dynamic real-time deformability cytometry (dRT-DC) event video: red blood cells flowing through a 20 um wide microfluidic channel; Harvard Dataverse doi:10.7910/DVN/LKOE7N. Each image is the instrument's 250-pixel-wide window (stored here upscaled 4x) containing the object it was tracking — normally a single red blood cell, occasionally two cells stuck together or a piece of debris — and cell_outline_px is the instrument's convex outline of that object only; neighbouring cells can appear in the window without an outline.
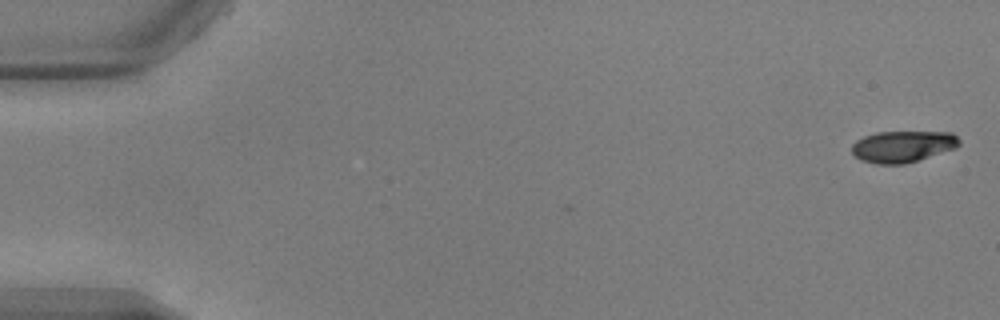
{"species": "common noctule bat (a hibernating species)", "species_latin": "Nyctalus noctula", "temperature_condition": "warm", "stored_images_in_passage": 6, "camera_frame_rate_fps": 3000, "um_per_image_px": 0.085, "animal": {"sex": "male", "body_mass_g": 17.9, "forearm_length_mm": 54.2}, "frame": {"image": 1, "passage_image": 1, "time_ms": 0.0, "image_size_px": [1000, 320], "cell_outline_px": [[960, 144], [956, 148], [904, 164], [876, 164], [860, 160], [852, 152], [852, 144], [856, 140], [864, 136], [876, 132], [952, 132], [960, 140]], "centroid_in_image_um": [76.72, 12.45], "position_along_channel_um": 8.3, "area_um2": 19.71}}